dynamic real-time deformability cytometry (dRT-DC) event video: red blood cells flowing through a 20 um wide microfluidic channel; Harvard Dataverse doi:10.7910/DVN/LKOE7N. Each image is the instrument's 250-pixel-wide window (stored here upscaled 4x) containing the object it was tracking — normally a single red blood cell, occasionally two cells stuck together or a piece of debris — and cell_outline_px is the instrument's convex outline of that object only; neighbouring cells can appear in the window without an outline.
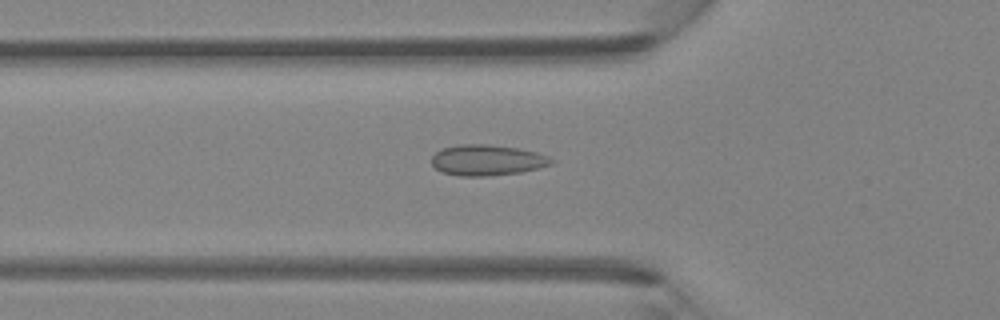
{"species": "Egyptian fruit bat (a non-hibernating species)", "species_latin": "Rousettus aegyptiacus", "temperature_condition": "room temperature", "stored_images_in_passage": 45, "camera_frame_rate_fps": 3000, "um_per_image_px": 0.085, "animal": {"sex": "female"}, "frame": {"image": 1, "passage_image": 16, "time_ms": 5.0, "image_size_px": [1000, 320], "cell_outline_px": [[556, 160], [552, 164], [540, 168], [520, 172], [488, 176], [460, 176], [444, 172], [436, 168], [432, 164], [432, 156], [440, 148], [460, 144], [488, 144], [520, 148], [536, 152], [548, 156]], "centroid_in_image_um": [41.43, 13.6], "position_along_channel_um": 84.4, "area_um2": 21.62}}
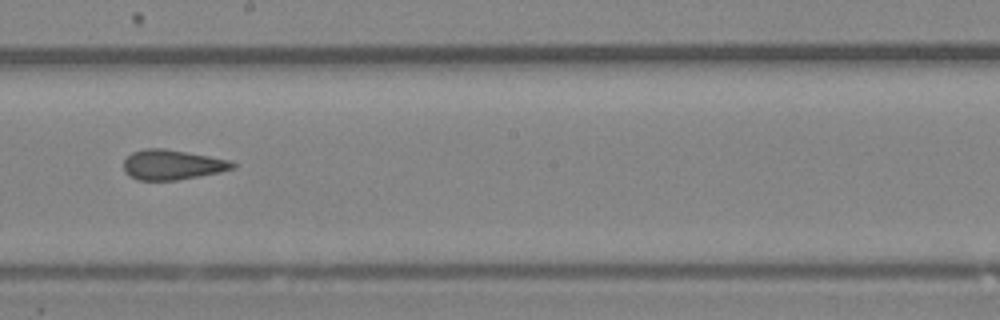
{"frame": {"image": 2, "passage_image": 26, "time_ms": 8.333, "image_size_px": [1000, 320], "cell_outline_px": [[240, 164], [236, 168], [220, 172], [200, 176], [176, 180], [136, 180], [124, 172], [124, 160], [132, 152], [144, 148], [164, 148], [232, 160]], "centroid_in_image_um": [14.69, 14.0], "position_along_channel_um": 233.5, "area_um2": 19.31}}
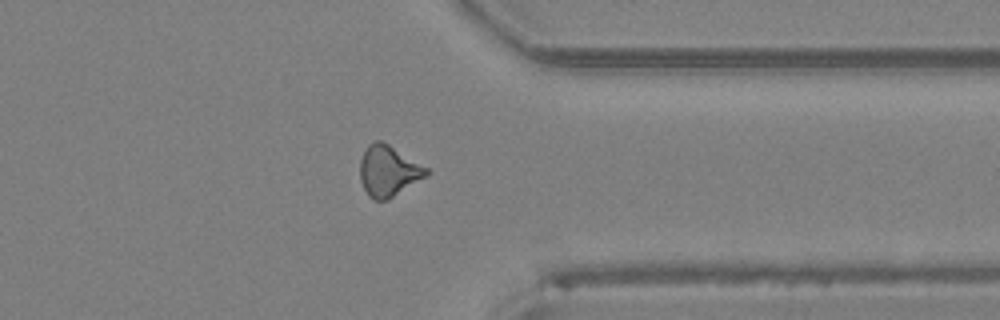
{"frame": {"image": 3, "passage_image": 36, "time_ms": 11.667, "image_size_px": [1000, 320], "cell_outline_px": [[432, 172], [428, 176], [388, 200], [372, 200], [368, 196], [360, 180], [360, 160], [368, 144], [376, 140], [380, 140], [388, 144], [432, 168]], "centroid_in_image_um": [33.08, 14.53], "position_along_channel_um": 378.3, "area_um2": 20.23}}